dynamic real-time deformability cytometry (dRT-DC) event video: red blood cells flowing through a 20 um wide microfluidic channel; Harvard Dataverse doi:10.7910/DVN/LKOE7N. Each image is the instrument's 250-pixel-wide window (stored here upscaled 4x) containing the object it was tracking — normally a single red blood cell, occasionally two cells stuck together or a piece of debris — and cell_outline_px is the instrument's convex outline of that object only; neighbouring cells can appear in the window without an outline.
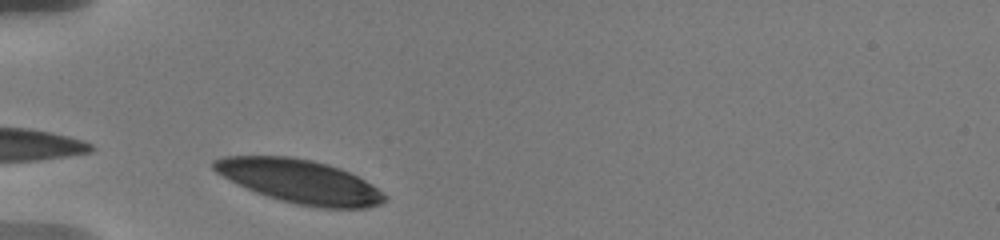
{"species": "human", "species_latin": "Homo sapiens", "temperature_condition": "warm", "stored_images_in_passage": 3, "camera_frame_rate_fps": 3000, "um_per_image_px": 0.085, "donor": {"sex": "male"}, "frame": {"image": 1, "passage_image": 2, "time_ms": 0.333, "image_size_px": [1000, 240], "cell_outline_px": [[388, 200], [380, 204], [368, 208], [320, 208], [296, 204], [280, 200], [256, 192], [236, 184], [216, 172], [212, 168], [212, 160], [224, 156], [288, 156], [312, 160], [328, 164], [340, 168], [372, 184], [388, 196]], "centroid_in_image_um": [25.49, 15.42], "position_along_channel_um": 59.5, "area_um2": 43.52}}